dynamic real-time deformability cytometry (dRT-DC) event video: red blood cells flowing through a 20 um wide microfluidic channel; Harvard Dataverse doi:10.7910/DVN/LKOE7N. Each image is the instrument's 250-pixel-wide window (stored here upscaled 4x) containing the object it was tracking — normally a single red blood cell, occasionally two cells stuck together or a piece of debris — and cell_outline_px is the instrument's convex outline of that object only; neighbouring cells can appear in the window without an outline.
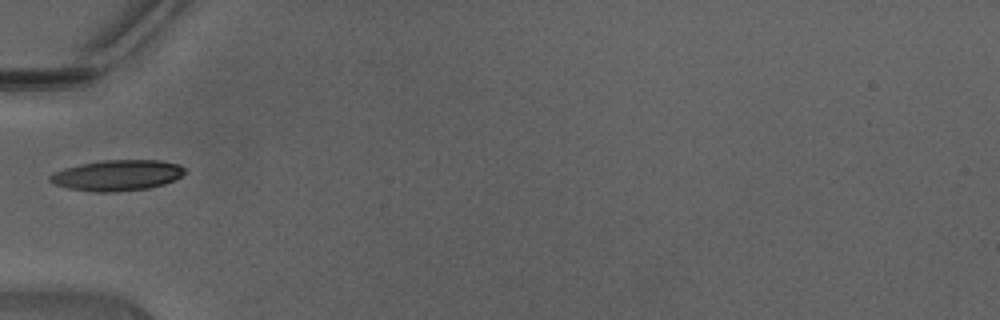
{"species": "Egyptian fruit bat (a non-hibernating species)", "species_latin": "Rousettus aegyptiacus", "temperature_condition": "warm", "stored_images_in_passage": 31, "camera_frame_rate_fps": 3000, "um_per_image_px": 0.085, "animal": {"sex": "male"}, "frame": {"image": 1, "passage_image": 1, "time_ms": 0.0, "image_size_px": [1000, 320], "cell_outline_px": [[184, 172], [180, 176], [164, 184], [148, 188], [116, 192], [96, 192], [68, 188], [56, 184], [48, 180], [48, 176], [52, 172], [64, 168], [80, 164], [100, 160], [160, 160], [180, 164], [184, 168]], "centroid_in_image_um": [9.93, 14.89], "position_along_channel_um": 75.1, "area_um2": 24.16}}
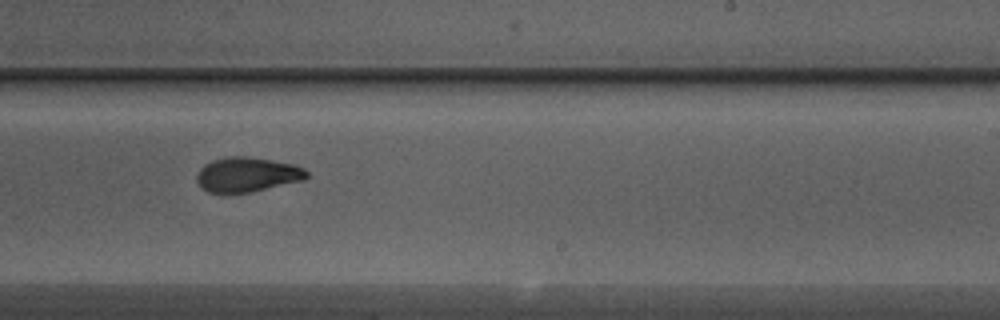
{"frame": {"image": 2, "passage_image": 14, "time_ms": 4.333, "image_size_px": [1000, 320], "cell_outline_px": [[308, 176], [304, 180], [252, 192], [208, 192], [200, 188], [196, 180], [196, 176], [200, 168], [204, 164], [212, 160], [228, 156], [248, 156], [296, 164], [304, 168], [308, 172]], "centroid_in_image_um": [21.01, 14.83], "position_along_channel_um": 268.0, "area_um2": 22.43}}
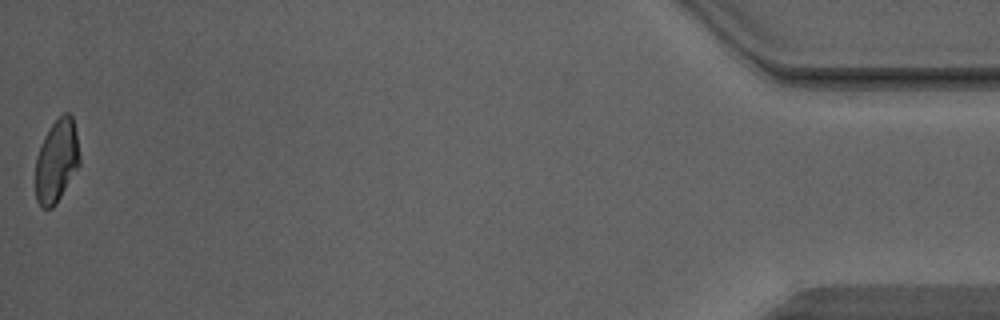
{"frame": {"image": 3, "passage_image": 31, "time_ms": 10.0, "image_size_px": [1000, 320], "cell_outline_px": [[80, 164], [56, 204], [52, 208], [40, 208], [36, 200], [36, 156], [44, 136], [48, 128], [64, 112], [68, 112], [72, 116], [76, 132], [80, 156]], "centroid_in_image_um": [4.81, 13.68], "position_along_channel_um": 430.4, "area_um2": 21.39}, "authors_computed_cell_mechanics": {"area_um2": 22.542, "velocity_mm_per_s": 4.4494, "shape_relaxation_time_tau1_ms": 4.9256, "shape_relaxation_time_tau2_ms": 1.1874, "deformation_change_tau1": 0.1829, "deformation_change_tau2": 0.0635}}